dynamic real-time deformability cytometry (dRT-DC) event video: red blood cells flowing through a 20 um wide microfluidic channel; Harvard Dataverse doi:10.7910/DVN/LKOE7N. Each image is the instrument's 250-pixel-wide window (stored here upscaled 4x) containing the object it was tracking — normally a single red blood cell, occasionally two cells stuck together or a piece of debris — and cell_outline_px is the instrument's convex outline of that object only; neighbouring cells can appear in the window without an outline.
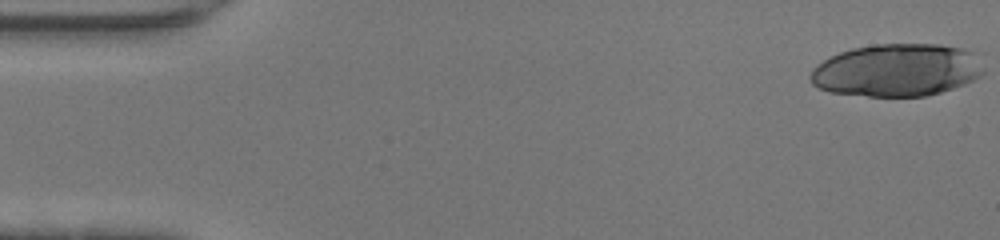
{"species": "human", "species_latin": "Homo sapiens", "temperature_condition": "warm", "stored_images_in_passage": 45, "camera_frame_rate_fps": 3000, "um_per_image_px": 0.085, "donor": {"sex": "female"}, "frame": {"image": 1, "passage_image": 1, "time_ms": 0.0, "image_size_px": [1000, 240], "cell_outline_px": [[984, 72], [980, 76], [964, 84], [940, 92], [924, 96], [868, 96], [828, 92], [812, 84], [808, 76], [812, 68], [816, 64], [840, 52], [852, 48], [872, 44], [940, 44], [964, 48], [976, 52], [984, 68]], "centroid_in_image_um": [76.24, 5.95], "position_along_channel_um": 8.8, "area_um2": 53.58}}
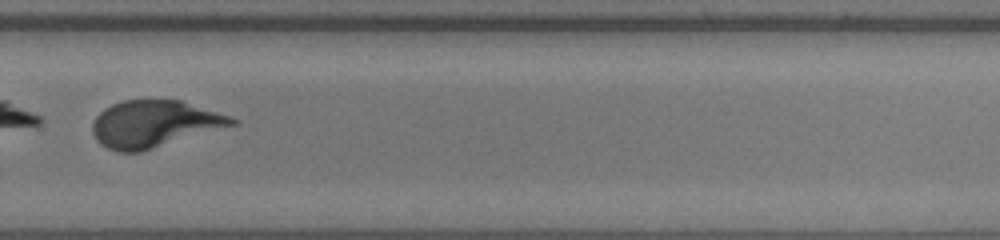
{"frame": {"image": 2, "passage_image": 32, "time_ms": 10.333, "image_size_px": [1000, 240], "cell_outline_px": [[236, 124], [140, 152], [116, 152], [100, 144], [96, 140], [92, 132], [92, 124], [96, 116], [104, 108], [112, 104], [124, 100], [180, 100], [228, 116], [236, 120]], "centroid_in_image_um": [13.03, 10.54], "position_along_channel_um": 316.8, "area_um2": 37.57}}